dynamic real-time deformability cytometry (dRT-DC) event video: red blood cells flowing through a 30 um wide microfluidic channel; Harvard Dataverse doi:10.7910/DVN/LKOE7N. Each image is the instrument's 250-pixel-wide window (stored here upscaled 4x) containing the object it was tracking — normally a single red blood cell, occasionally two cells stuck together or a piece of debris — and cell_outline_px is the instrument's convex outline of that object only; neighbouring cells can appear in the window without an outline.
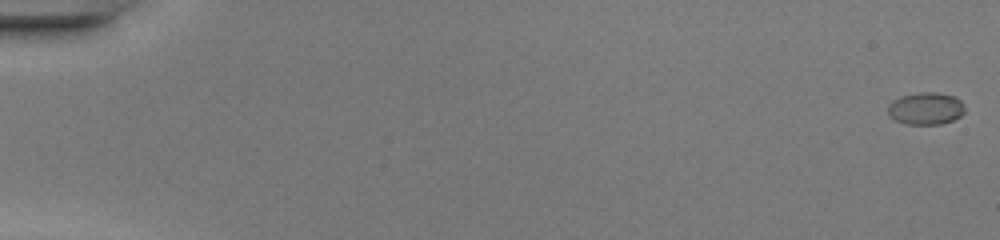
{"species": "common noctule bat (a hibernating species)", "species_latin": "Nyctalus noctula", "temperature_condition": "warm", "stored_images_in_passage": 4, "camera_frame_rate_fps": 3000, "um_per_image_px": 0.085, "animal": {"sex": "female", "body_mass_g": 20.0, "forearm_length_mm": 54.0}, "frame": {"image": 1, "passage_image": 1, "time_ms": 0.0, "image_size_px": [1000, 240], "cell_outline_px": [[964, 112], [960, 116], [952, 120], [940, 124], [904, 124], [888, 116], [888, 104], [892, 100], [900, 96], [920, 92], [936, 92], [956, 96], [964, 104]], "centroid_in_image_um": [78.68, 9.21], "position_along_channel_um": 6.3, "area_um2": 14.62}}